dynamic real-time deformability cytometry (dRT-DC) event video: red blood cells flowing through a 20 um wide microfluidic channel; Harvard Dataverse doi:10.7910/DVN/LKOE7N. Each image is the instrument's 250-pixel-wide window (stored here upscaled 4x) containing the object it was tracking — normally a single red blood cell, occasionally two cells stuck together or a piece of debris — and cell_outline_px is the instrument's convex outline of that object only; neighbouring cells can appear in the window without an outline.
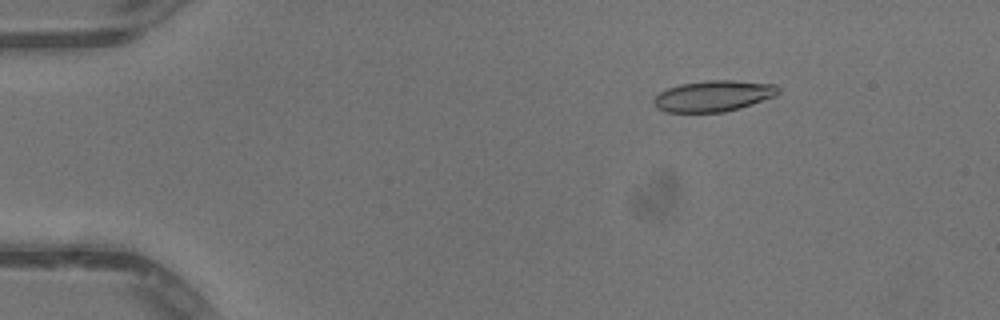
{"species": "common noctule bat (a hibernating species)", "species_latin": "Nyctalus noctula", "temperature_condition": "warm", "stored_images_in_passage": 51, "camera_frame_rate_fps": 3000, "um_per_image_px": 0.085, "animal": {"sex": "male", "body_mass_g": 13.3}, "frame": {"image": 1, "passage_image": 8, "time_ms": 2.333, "image_size_px": [1000, 320], "cell_outline_px": [[780, 92], [776, 96], [740, 108], [724, 112], [664, 112], [656, 108], [652, 104], [652, 100], [660, 92], [668, 88], [680, 84], [704, 80], [736, 80], [776, 84], [780, 88]], "centroid_in_image_um": [60.65, 8.15], "position_along_channel_um": 24.4, "area_um2": 22.83}}
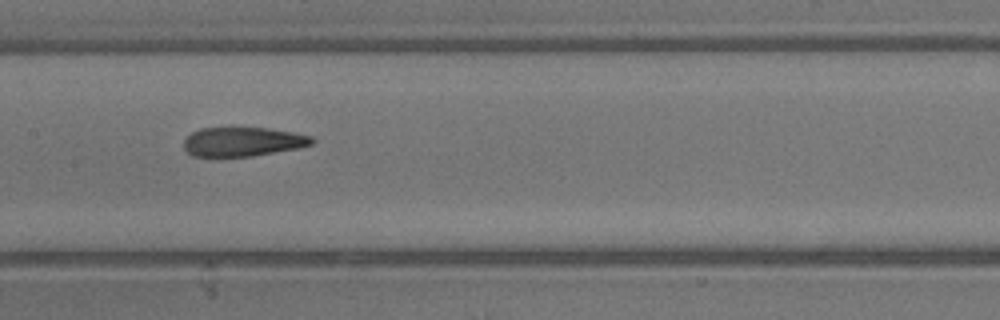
{"frame": {"image": 2, "passage_image": 26, "time_ms": 8.333, "image_size_px": [1000, 320], "cell_outline_px": [[316, 140], [312, 144], [296, 148], [252, 156], [192, 156], [184, 148], [184, 140], [192, 132], [200, 128], [232, 124], [268, 128], [292, 132], [312, 136]], "centroid_in_image_um": [20.6, 11.98], "position_along_channel_um": 186.8, "area_um2": 22.54}}
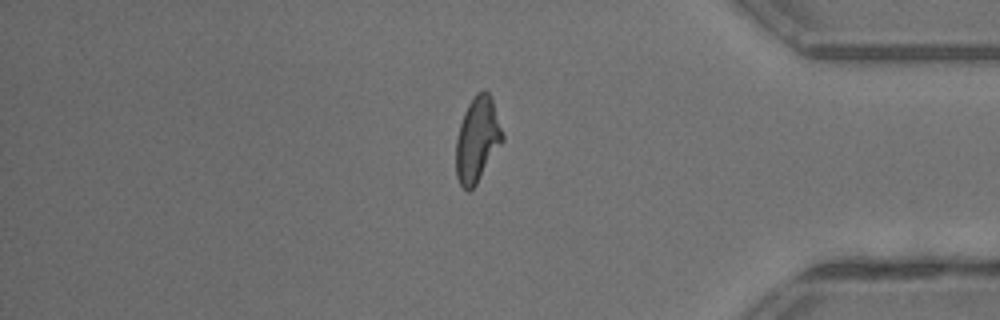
{"frame": {"image": 3, "passage_image": 43, "time_ms": 14.0, "image_size_px": [1000, 320], "cell_outline_px": [[504, 140], [476, 184], [468, 192], [460, 184], [456, 176], [456, 140], [460, 124], [464, 112], [468, 104], [476, 92], [484, 88], [488, 92], [492, 100], [504, 136]], "centroid_in_image_um": [40.56, 11.85], "position_along_channel_um": 394.6, "area_um2": 22.89}, "authors_computed_cell_mechanics": {"area_um2": 22.7732, "velocity_mm_per_s": 4.1203, "shape_relaxation_time_tau1_ms": null, "shape_relaxation_time_tau2_ms": 2.217, "deformation_change_tau1": null, "deformation_change_tau2": 0.1121}}